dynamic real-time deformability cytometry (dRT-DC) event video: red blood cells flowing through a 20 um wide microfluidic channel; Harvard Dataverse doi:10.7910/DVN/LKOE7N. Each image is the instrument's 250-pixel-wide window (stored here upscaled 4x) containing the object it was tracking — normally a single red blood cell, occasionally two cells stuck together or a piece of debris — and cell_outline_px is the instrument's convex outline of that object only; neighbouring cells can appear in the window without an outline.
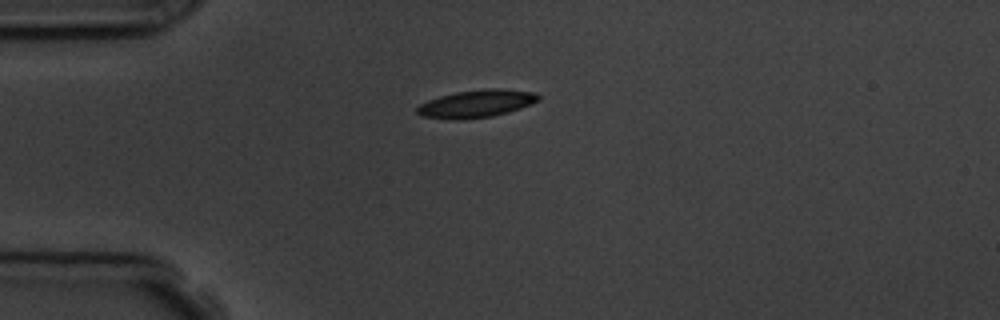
{"species": "common noctule bat (a hibernating species)", "species_latin": "Nyctalus noctula", "temperature_condition": "room temperature", "stored_images_in_passage": 3, "camera_frame_rate_fps": 3000, "um_per_image_px": 0.085, "animal": {"sex": "male", "body_mass_g": 19.5, "forearm_length_mm": 54.6}, "frame": {"image": 1, "passage_image": 1, "time_ms": 0.0, "image_size_px": [1000, 320], "cell_outline_px": [[540, 100], [520, 108], [508, 112], [492, 116], [460, 120], [452, 120], [420, 116], [416, 112], [416, 108], [420, 104], [428, 100], [440, 96], [456, 92], [484, 88], [500, 88], [536, 92], [540, 96]], "centroid_in_image_um": [40.49, 8.81], "position_along_channel_um": 44.5, "area_um2": 19.71}}